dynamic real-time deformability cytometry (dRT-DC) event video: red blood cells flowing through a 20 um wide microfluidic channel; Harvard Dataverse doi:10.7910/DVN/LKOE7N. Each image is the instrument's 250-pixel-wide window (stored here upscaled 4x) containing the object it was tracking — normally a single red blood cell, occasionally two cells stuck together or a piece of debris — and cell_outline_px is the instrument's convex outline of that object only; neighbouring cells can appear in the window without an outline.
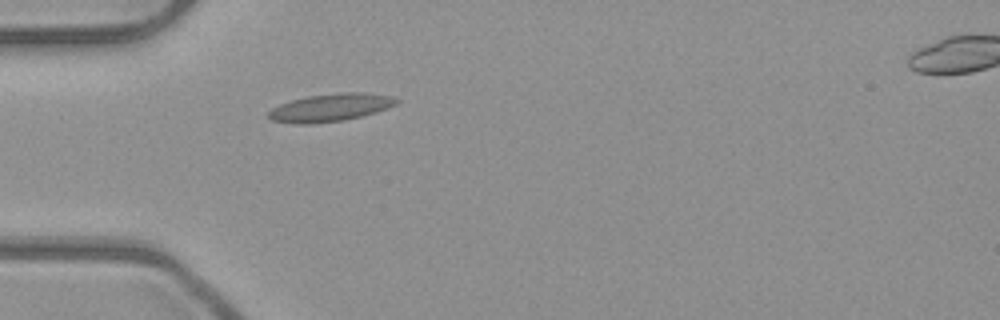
{"species": "common noctule bat (a hibernating species)", "species_latin": "Nyctalus noctula", "temperature_condition": "room temperature", "stored_images_in_passage": 29, "camera_frame_rate_fps": 3000, "um_per_image_px": 0.085, "animal": {"sex": "male", "body_mass_g": 23.1, "forearm_length_mm": 52.7}, "frame": {"image": 1, "passage_image": 1, "time_ms": 0.0, "image_size_px": [1000, 320], "cell_outline_px": [[400, 100], [396, 104], [388, 108], [376, 112], [344, 120], [308, 124], [296, 124], [272, 120], [268, 116], [268, 112], [272, 108], [280, 104], [292, 100], [308, 96], [340, 92], [368, 92], [392, 96]], "centroid_in_image_um": [28.11, 9.13], "position_along_channel_um": 56.9, "area_um2": 20.69}}
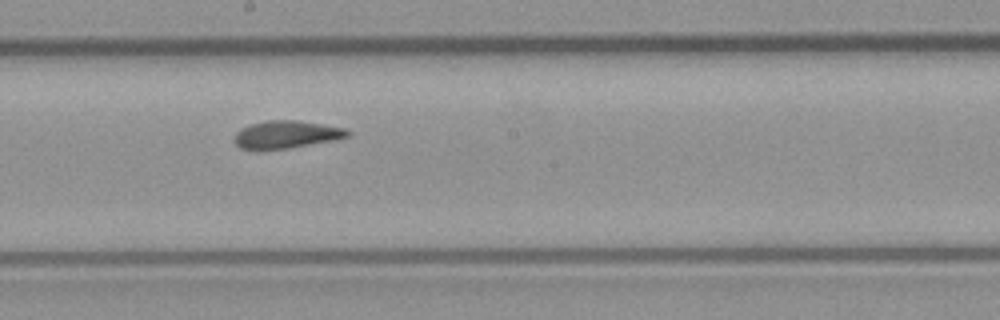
{"frame": {"image": 2, "passage_image": 14, "time_ms": 4.333, "image_size_px": [1000, 320], "cell_outline_px": [[352, 136], [336, 140], [288, 148], [256, 152], [240, 148], [236, 144], [236, 132], [240, 128], [252, 124], [268, 120], [296, 120], [344, 128], [352, 132]], "centroid_in_image_um": [24.34, 11.46], "position_along_channel_um": 223.9, "area_um2": 18.55}}
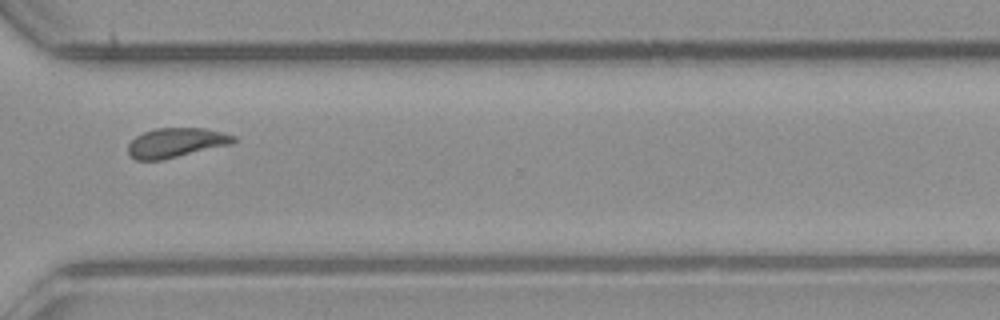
{"frame": {"image": 3, "passage_image": 24, "time_ms": 7.667, "image_size_px": [1000, 320], "cell_outline_px": [[236, 140], [232, 144], [160, 160], [136, 160], [128, 156], [128, 144], [136, 136], [144, 132], [156, 128], [204, 128], [224, 132], [236, 136]], "centroid_in_image_um": [14.96, 12.12], "position_along_channel_um": 355.6, "area_um2": 18.15}, "authors_computed_cell_mechanics": {"area_um2": 18.4382, "velocity_mm_per_s": 3.9663, "shape_relaxation_time_tau1_ms": 6.8396, "shape_relaxation_time_tau2_ms": 1.7953, "deformation_change_tau1": 0.1607, "deformation_change_tau2": 0.0602}}